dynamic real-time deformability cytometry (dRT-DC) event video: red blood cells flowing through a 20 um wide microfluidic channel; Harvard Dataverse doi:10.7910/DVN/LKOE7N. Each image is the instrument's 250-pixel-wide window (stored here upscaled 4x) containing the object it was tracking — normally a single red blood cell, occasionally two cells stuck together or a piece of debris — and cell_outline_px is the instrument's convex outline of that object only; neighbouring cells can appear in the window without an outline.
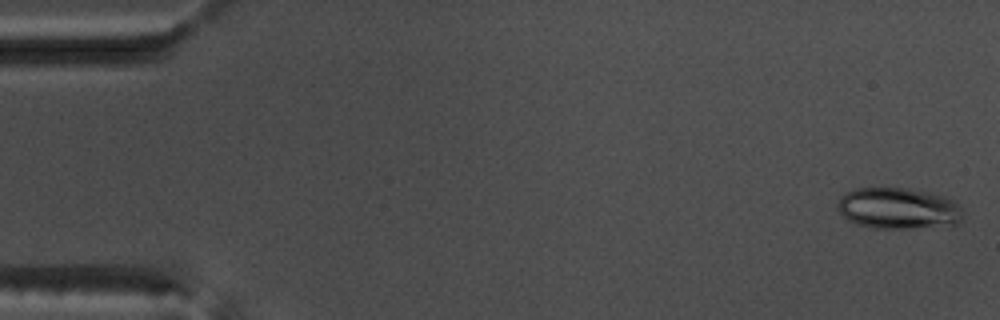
{"species": "common noctule bat (a hibernating species)", "species_latin": "Nyctalus noctula", "temperature_condition": "warm", "stored_images_in_passage": 54, "camera_frame_rate_fps": 3000, "um_per_image_px": 0.085, "animal": {"sex": "male", "body_mass_g": 17.5, "forearm_length_mm": 52.3}, "frame": {"image": 1, "passage_image": 2, "time_ms": 0.333, "image_size_px": [1000, 320], "cell_outline_px": [[964, 216], [956, 224], [908, 228], [872, 228], [856, 224], [848, 220], [840, 212], [836, 204], [840, 196], [844, 192], [856, 188], [908, 188], [944, 196], [960, 204], [964, 208]], "centroid_in_image_um": [76.35, 17.7], "position_along_channel_um": 8.6, "area_um2": 30.35}}
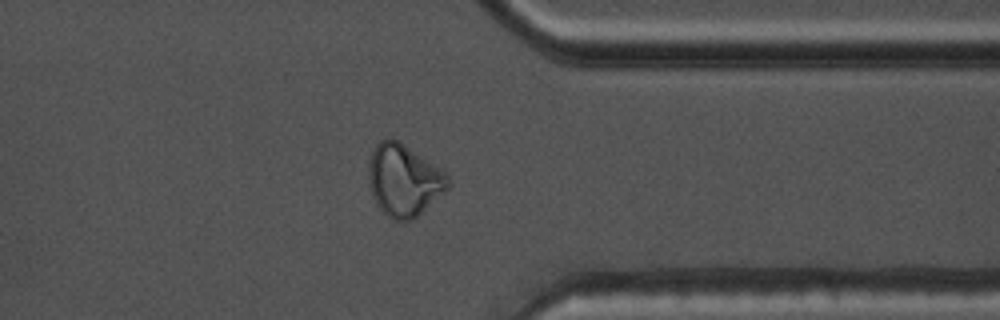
{"frame": {"image": 2, "passage_image": 43, "time_ms": 14.0, "image_size_px": [1000, 320], "cell_outline_px": [[448, 188], [444, 192], [412, 220], [392, 220], [376, 204], [372, 196], [368, 184], [368, 164], [372, 152], [376, 144], [380, 140], [388, 136], [396, 140], [444, 172], [448, 176]], "centroid_in_image_um": [34.26, 15.33], "position_along_channel_um": 377.1, "area_um2": 32.66}}
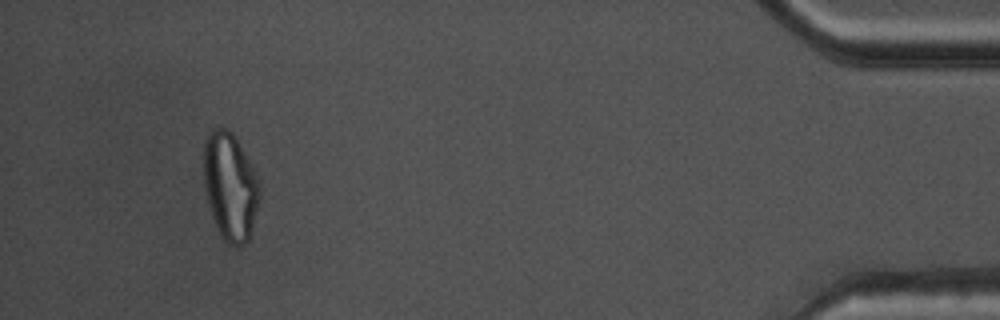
{"frame": {"image": 3, "passage_image": 51, "time_ms": 16.667, "image_size_px": [1000, 320], "cell_outline_px": [[260, 200], [252, 232], [248, 240], [240, 248], [236, 248], [228, 244], [220, 236], [208, 208], [204, 188], [204, 140], [208, 132], [212, 128], [228, 128], [232, 132], [260, 180]], "centroid_in_image_um": [19.57, 15.9], "position_along_channel_um": 415.6, "area_um2": 35.84}, "authors_computed_cell_mechanics": {"area_um2": 27.5995, "velocity_mm_per_s": 3.7929, "shape_relaxation_time_tau1_ms": 9.2141, "shape_relaxation_time_tau2_ms": 2.0389, "deformation_change_tau1": 0.2732, "deformation_change_tau2": 0.078}}